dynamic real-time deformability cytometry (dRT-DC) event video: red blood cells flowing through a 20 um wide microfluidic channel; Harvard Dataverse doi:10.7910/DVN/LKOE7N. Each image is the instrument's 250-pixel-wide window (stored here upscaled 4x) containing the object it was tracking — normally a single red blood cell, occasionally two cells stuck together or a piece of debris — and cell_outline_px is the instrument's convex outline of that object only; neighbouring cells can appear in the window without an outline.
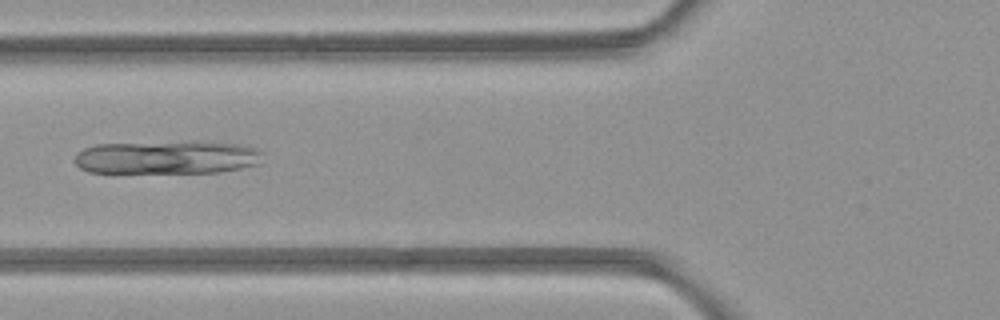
{"species": "common noctule bat (a hibernating species)", "species_latin": "Nyctalus noctula", "temperature_condition": "room temperature", "stored_images_in_passage": 5, "camera_frame_rate_fps": 3000, "um_per_image_px": 0.085, "animal": {"sex": "female", "body_mass_g": 21.9}, "frame": {"image": 1, "passage_image": 5, "time_ms": 4.333, "image_size_px": [1000, 320], "cell_outline_px": [[264, 152], [260, 164], [220, 172], [116, 176], [88, 172], [80, 168], [76, 164], [76, 152], [84, 148], [96, 144], [240, 144]], "centroid_in_image_um": [14.06, 13.49], "position_along_channel_um": 111.7, "area_um2": 36.88}}